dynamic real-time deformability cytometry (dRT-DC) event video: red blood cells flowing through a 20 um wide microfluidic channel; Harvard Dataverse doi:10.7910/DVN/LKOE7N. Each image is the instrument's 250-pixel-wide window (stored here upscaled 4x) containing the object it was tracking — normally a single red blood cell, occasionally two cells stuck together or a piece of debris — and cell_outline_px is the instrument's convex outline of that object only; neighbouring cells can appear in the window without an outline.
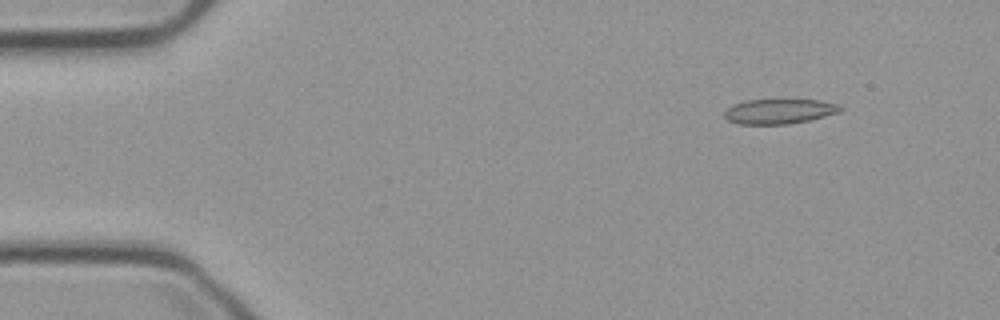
{"species": "common noctule bat (a hibernating species)", "species_latin": "Nyctalus noctula", "temperature_condition": "cold", "stored_images_in_passage": 4, "camera_frame_rate_fps": 3000, "um_per_image_px": 0.085, "animal": {"sex": "male", "body_mass_g": 23.1, "forearm_length_mm": 52.7}, "frame": {"image": 1, "passage_image": 2, "time_ms": 0.333, "image_size_px": [1000, 320], "cell_outline_px": [[828, 112], [816, 116], [800, 120], [768, 124], [752, 124], [736, 120], [760, 100], [804, 100], [820, 104]], "centroid_in_image_um": [66.4, 9.49], "position_along_channel_um": 18.6, "area_um2": 11.27}}